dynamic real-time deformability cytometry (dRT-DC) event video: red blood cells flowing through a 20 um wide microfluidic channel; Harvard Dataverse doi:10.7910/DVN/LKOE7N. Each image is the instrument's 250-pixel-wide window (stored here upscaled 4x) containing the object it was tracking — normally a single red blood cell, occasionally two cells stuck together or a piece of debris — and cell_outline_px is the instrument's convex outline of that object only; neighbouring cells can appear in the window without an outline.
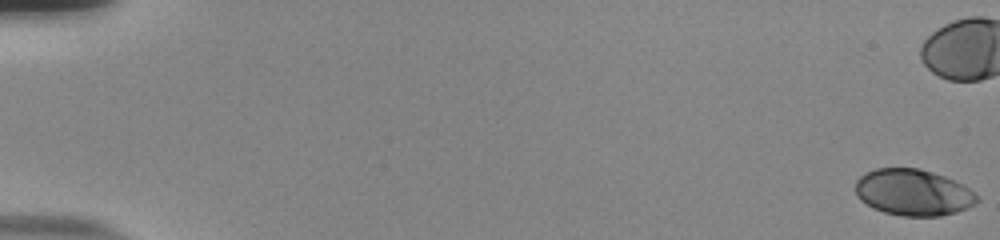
{"species": "human", "species_latin": "Homo sapiens", "temperature_condition": "room temperature", "stored_images_in_passage": 18, "camera_frame_rate_fps": 3000, "um_per_image_px": 0.085, "donor": {"sex": "male"}, "frame": {"image": 1, "passage_image": 1, "time_ms": 0.0, "image_size_px": [1000, 240], "cell_outline_px": [[980, 200], [956, 212], [940, 216], [904, 216], [884, 212], [872, 208], [860, 200], [856, 196], [856, 180], [860, 176], [876, 168], [920, 168], [944, 176], [968, 188]], "centroid_in_image_um": [77.57, 16.36], "position_along_channel_um": 7.4, "area_um2": 32.54}}